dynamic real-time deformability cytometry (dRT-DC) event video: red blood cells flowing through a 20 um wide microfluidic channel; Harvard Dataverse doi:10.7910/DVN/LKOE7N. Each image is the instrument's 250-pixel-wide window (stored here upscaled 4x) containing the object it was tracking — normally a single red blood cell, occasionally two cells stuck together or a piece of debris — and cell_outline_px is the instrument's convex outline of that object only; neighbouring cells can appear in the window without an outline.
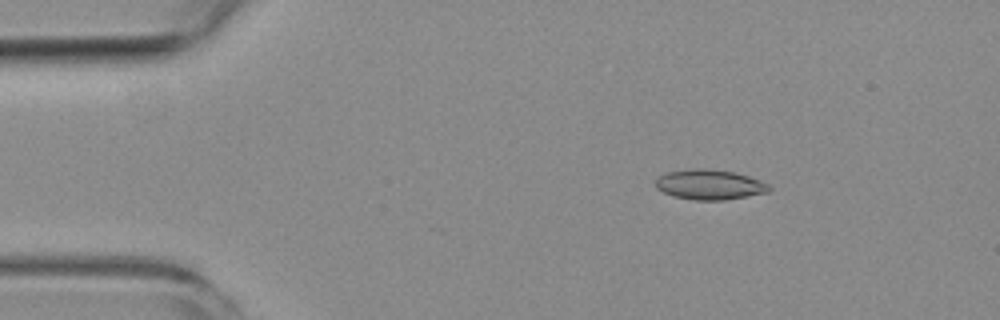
{"species": "common noctule bat (a hibernating species)", "species_latin": "Nyctalus noctula", "temperature_condition": "room temperature", "stored_images_in_passage": 3, "camera_frame_rate_fps": 3000, "um_per_image_px": 0.085, "animal": {"sex": "female", "body_mass_g": 19.3, "forearm_length_mm": 54.1}, "frame": {"image": 1, "passage_image": 1, "time_ms": 0.0, "image_size_px": [1000, 320], "cell_outline_px": [[772, 188], [768, 192], [724, 200], [692, 200], [672, 196], [656, 188], [656, 180], [660, 176], [668, 172], [692, 168], [704, 168], [732, 172], [748, 176], [768, 184]], "centroid_in_image_um": [60.3, 15.7], "position_along_channel_um": 24.7, "area_um2": 19.71}}